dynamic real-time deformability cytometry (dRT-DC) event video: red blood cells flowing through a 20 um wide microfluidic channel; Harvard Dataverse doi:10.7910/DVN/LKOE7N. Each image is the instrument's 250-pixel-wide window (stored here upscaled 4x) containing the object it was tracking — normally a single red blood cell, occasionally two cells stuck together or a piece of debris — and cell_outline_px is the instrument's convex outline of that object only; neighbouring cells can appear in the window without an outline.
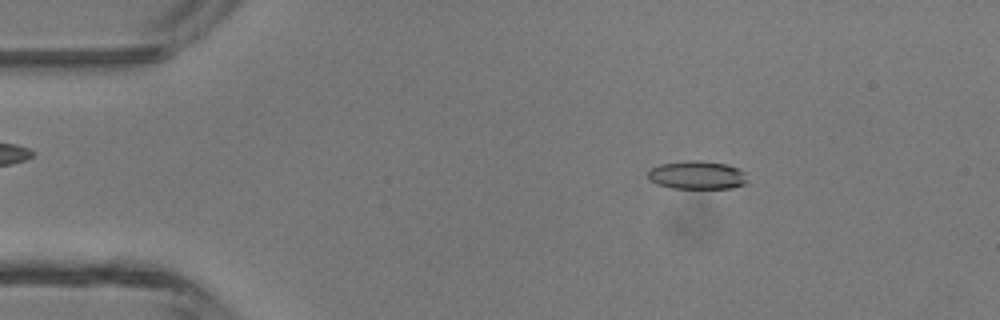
{"species": "common noctule bat (a hibernating species)", "species_latin": "Nyctalus noctula", "temperature_condition": "room temperature", "stored_images_in_passage": 46, "camera_frame_rate_fps": 3000, "um_per_image_px": 0.085, "animal": {"sex": "male", "body_mass_g": 13.3}, "frame": {"image": 1, "passage_image": 7, "time_ms": 2.0, "image_size_px": [1000, 320], "cell_outline_px": [[748, 180], [744, 184], [732, 188], [672, 188], [656, 184], [648, 180], [648, 172], [652, 168], [660, 164], [692, 160], [696, 160], [728, 164], [740, 168], [744, 172]], "centroid_in_image_um": [59.26, 14.88], "position_along_channel_um": 25.7, "area_um2": 16.47}}
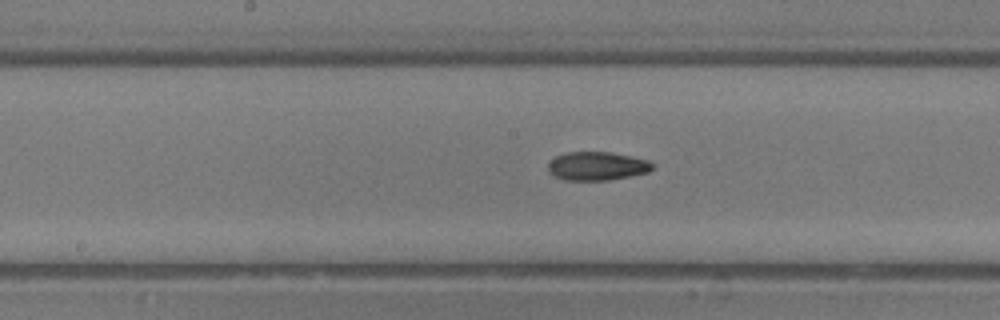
{"frame": {"image": 2, "passage_image": 23, "time_ms": 7.333, "image_size_px": [1000, 320], "cell_outline_px": [[652, 168], [648, 172], [608, 180], [564, 180], [548, 172], [548, 164], [556, 156], [568, 152], [608, 152], [648, 160], [652, 164]], "centroid_in_image_um": [50.71, 14.12], "position_along_channel_um": 197.5, "area_um2": 17.05}}
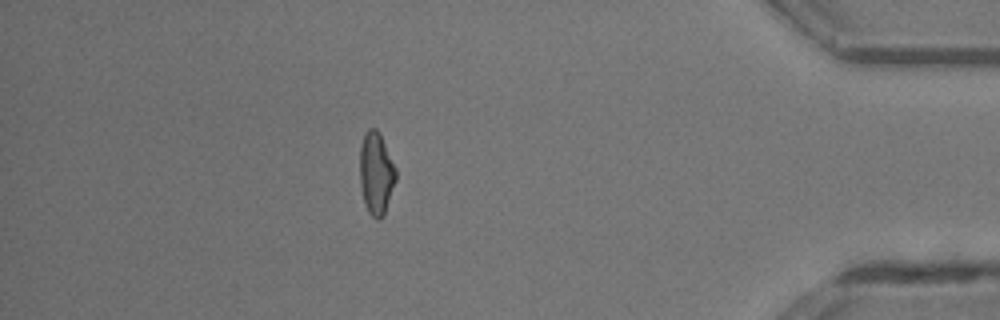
{"frame": {"image": 3, "passage_image": 40, "time_ms": 13.0, "image_size_px": [1000, 320], "cell_outline_px": [[396, 180], [384, 216], [380, 220], [376, 220], [368, 212], [364, 204], [360, 184], [360, 144], [364, 132], [368, 128], [376, 128], [380, 132], [396, 168]], "centroid_in_image_um": [31.97, 14.73], "position_along_channel_um": 403.2, "area_um2": 17.69}, "authors_computed_cell_mechanics": {"area_um2": 17.1377, "velocity_mm_per_s": 4.4686, "shape_relaxation_time_tau1_ms": 5.361, "shape_relaxation_time_tau2_ms": 2.1923, "deformation_change_tau1": 0.1757, "deformation_change_tau2": 0.0857}}